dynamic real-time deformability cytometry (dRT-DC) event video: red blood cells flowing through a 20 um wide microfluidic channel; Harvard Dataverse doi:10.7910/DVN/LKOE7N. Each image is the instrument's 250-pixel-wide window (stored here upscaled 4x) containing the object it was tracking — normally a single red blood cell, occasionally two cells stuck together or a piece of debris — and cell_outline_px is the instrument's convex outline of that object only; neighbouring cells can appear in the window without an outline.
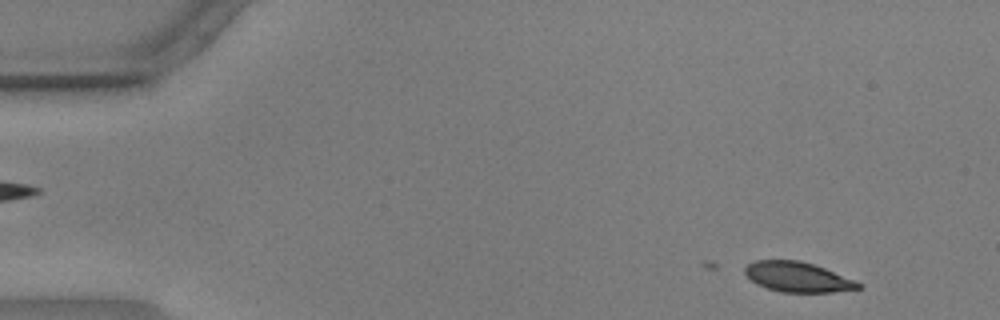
{"species": "common noctule bat (a hibernating species)", "species_latin": "Nyctalus noctula", "temperature_condition": "warm", "stored_images_in_passage": 17, "camera_frame_rate_fps": 3000, "um_per_image_px": 0.085, "animal": {"sex": "male", "body_mass_g": 17.9, "forearm_length_mm": 54.2}, "frame": {"image": 1, "passage_image": 1, "time_ms": 0.0, "image_size_px": [1000, 320], "cell_outline_px": [[860, 288], [832, 292], [780, 292], [756, 284], [744, 272], [744, 268], [748, 264], [756, 260], [800, 260], [824, 268], [856, 280], [860, 284]], "centroid_in_image_um": [67.78, 23.54], "position_along_channel_um": 17.2, "area_um2": 19.65}}
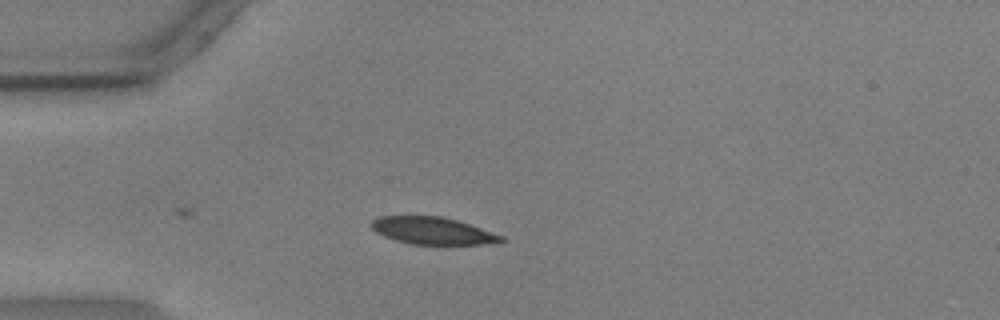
{"frame": {"image": 2, "passage_image": 11, "time_ms": 3.333, "image_size_px": [1000, 320], "cell_outline_px": [[504, 240], [500, 244], [412, 244], [396, 240], [384, 236], [376, 232], [368, 224], [372, 220], [380, 216], [440, 216], [456, 220], [504, 236]], "centroid_in_image_um": [36.77, 19.62], "position_along_channel_um": 48.2, "area_um2": 20.52}}